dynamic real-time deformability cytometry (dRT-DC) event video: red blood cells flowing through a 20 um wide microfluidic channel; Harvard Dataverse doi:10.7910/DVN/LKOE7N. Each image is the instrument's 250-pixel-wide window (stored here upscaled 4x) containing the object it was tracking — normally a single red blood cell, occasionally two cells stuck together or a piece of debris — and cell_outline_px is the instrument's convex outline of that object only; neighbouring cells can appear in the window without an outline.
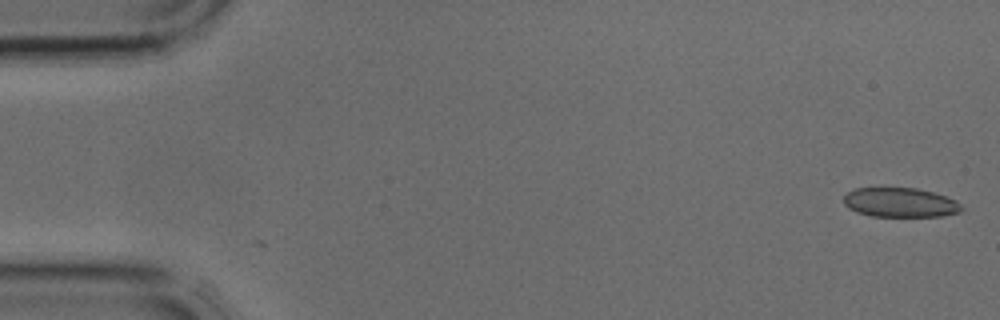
{"species": "common noctule bat (a hibernating species)", "species_latin": "Nyctalus noctula", "temperature_condition": "cold", "stored_images_in_passage": 10, "camera_frame_rate_fps": 3000, "um_per_image_px": 0.085, "animal": {"sex": "male", "body_mass_g": 17.9, "forearm_length_mm": 54.2}, "frame": {"image": 1, "passage_image": 1, "time_ms": 0.0, "image_size_px": [1000, 320], "cell_outline_px": [[964, 208], [960, 212], [940, 216], [872, 216], [856, 212], [848, 208], [844, 204], [844, 196], [848, 192], [856, 188], [916, 188], [932, 192], [956, 200]], "centroid_in_image_um": [76.51, 17.21], "position_along_channel_um": 8.5, "area_um2": 20.11}}